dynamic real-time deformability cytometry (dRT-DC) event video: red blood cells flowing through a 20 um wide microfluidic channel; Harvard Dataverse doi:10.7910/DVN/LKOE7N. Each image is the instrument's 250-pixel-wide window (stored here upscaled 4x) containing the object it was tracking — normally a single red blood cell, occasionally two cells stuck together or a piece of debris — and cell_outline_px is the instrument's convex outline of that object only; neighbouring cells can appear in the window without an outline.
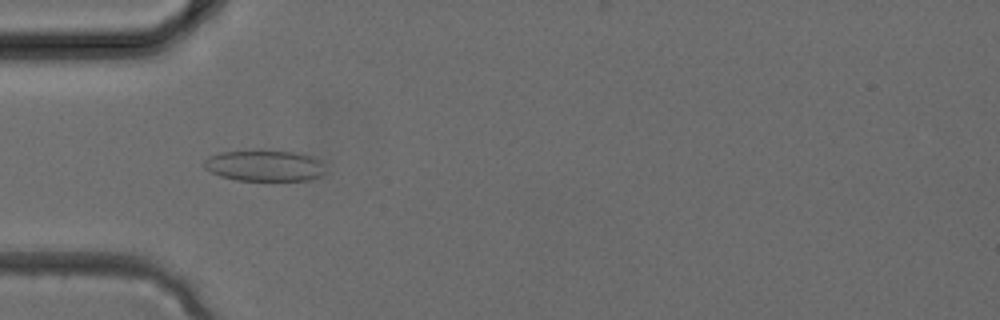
{"species": "common noctule bat (a hibernating species)", "species_latin": "Nyctalus noctula", "temperature_condition": "cold", "stored_images_in_passage": 1, "camera_frame_rate_fps": 3000, "um_per_image_px": 0.085, "animal": {"sex": "female", "body_mass_g": 24.6, "forearm_length_mm": 56.2}, "frame": {"image": 1, "passage_image": 1, "time_ms": 0.0, "image_size_px": [1000, 320], "cell_outline_px": [[324, 172], [320, 176], [308, 180], [236, 180], [220, 176], [204, 168], [204, 160], [208, 156], [220, 152], [260, 148], [296, 152], [312, 156], [320, 160]], "centroid_in_image_um": [22.44, 14.04], "position_along_channel_um": 62.6, "area_um2": 22.54}}